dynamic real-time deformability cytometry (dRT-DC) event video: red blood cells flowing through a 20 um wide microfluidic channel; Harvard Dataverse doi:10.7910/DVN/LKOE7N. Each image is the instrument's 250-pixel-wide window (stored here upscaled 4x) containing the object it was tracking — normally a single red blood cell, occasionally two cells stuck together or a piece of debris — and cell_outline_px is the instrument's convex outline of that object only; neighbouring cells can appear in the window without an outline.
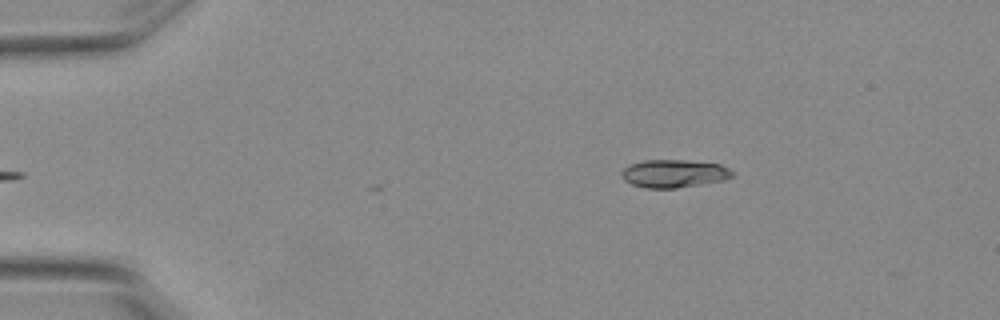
{"species": "Egyptian fruit bat (a non-hibernating species)", "species_latin": "Rousettus aegyptiacus", "temperature_condition": "warm", "stored_images_in_passage": 4, "camera_frame_rate_fps": 3000, "um_per_image_px": 0.085, "animal": {"sex": "female"}, "frame": {"image": 1, "passage_image": 4, "time_ms": 1.0, "image_size_px": [1000, 320], "cell_outline_px": [[736, 172], [732, 176], [724, 180], [676, 188], [648, 188], [632, 184], [624, 180], [620, 176], [620, 172], [624, 168], [632, 164], [644, 160], [684, 160], [720, 164]], "centroid_in_image_um": [57.29, 14.75], "position_along_channel_um": 27.7, "area_um2": 17.98}}